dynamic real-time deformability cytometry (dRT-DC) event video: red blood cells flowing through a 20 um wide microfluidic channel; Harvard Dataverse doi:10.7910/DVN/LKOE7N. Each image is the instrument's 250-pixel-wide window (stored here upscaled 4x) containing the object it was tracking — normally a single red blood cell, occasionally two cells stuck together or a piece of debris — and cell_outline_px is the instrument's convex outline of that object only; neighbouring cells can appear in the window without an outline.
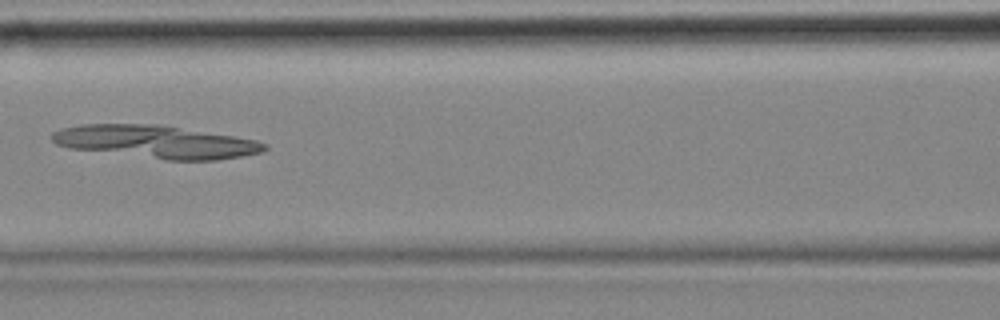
{"species": "common noctule bat (a hibernating species)", "species_latin": "Nyctalus noctula", "temperature_condition": "cold", "stored_images_in_passage": 6, "camera_frame_rate_fps": 3000, "um_per_image_px": 0.085, "animal": {"sex": "female", "body_mass_g": 18.4}, "frame": {"image": 1, "passage_image": 5, "time_ms": 1.333, "image_size_px": [1000, 320], "cell_outline_px": [[268, 148], [260, 152], [240, 156], [216, 160], [168, 160], [68, 148], [56, 144], [52, 140], [52, 132], [60, 128], [80, 124], [156, 124], [232, 136], [256, 140], [268, 144]], "centroid_in_image_um": [13.2, 12.05], "position_along_channel_um": 153.4, "area_um2": 40.4}}